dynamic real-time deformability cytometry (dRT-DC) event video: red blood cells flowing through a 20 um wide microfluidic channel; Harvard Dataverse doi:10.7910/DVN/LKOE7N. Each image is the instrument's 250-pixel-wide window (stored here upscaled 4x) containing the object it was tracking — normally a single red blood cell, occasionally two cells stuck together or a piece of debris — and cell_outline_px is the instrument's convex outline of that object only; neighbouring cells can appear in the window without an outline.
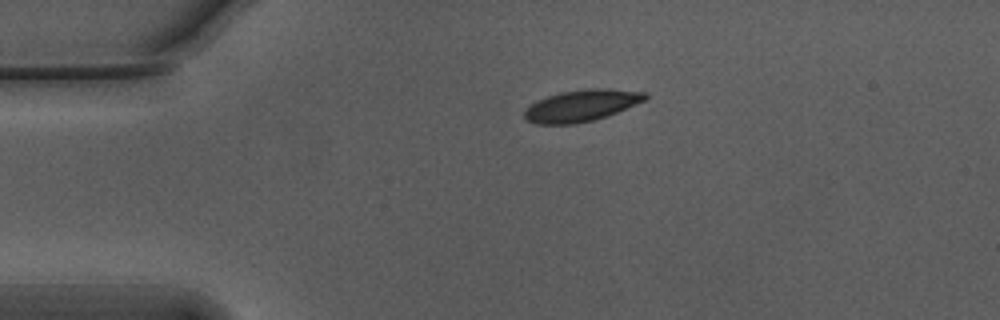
{"species": "Egyptian fruit bat (a non-hibernating species)", "species_latin": "Rousettus aegyptiacus", "temperature_condition": "warm", "stored_images_in_passage": 9, "camera_frame_rate_fps": 3000, "um_per_image_px": 0.085, "animal": {"sex": "male"}, "frame": {"image": 1, "passage_image": 1, "time_ms": 0.0, "image_size_px": [1000, 320], "cell_outline_px": [[648, 96], [644, 100], [616, 112], [592, 120], [572, 124], [536, 124], [528, 120], [524, 116], [524, 112], [536, 100], [560, 92], [588, 88], [608, 88], [648, 92]], "centroid_in_image_um": [49.43, 8.95], "position_along_channel_um": 35.6, "area_um2": 21.96}}
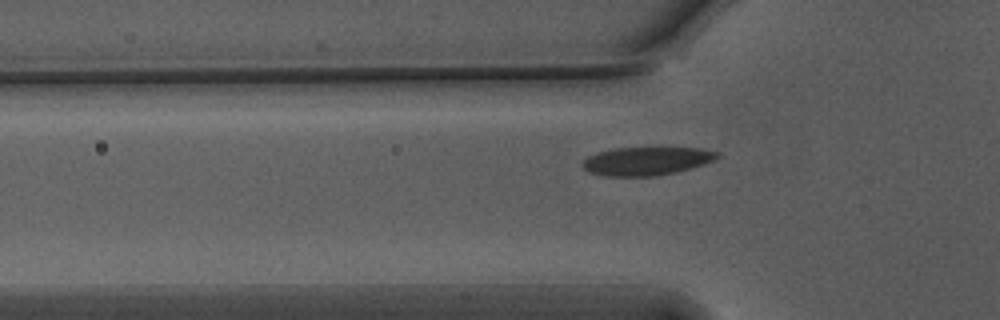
{"frame": {"image": 2, "passage_image": 7, "time_ms": 2.0, "image_size_px": [1000, 320], "cell_outline_px": [[720, 156], [704, 164], [676, 172], [656, 176], [604, 176], [588, 172], [580, 164], [588, 156], [600, 152], [616, 148], [700, 148], [716, 152]], "centroid_in_image_um": [54.92, 13.7], "position_along_channel_um": 70.9, "area_um2": 22.02}}